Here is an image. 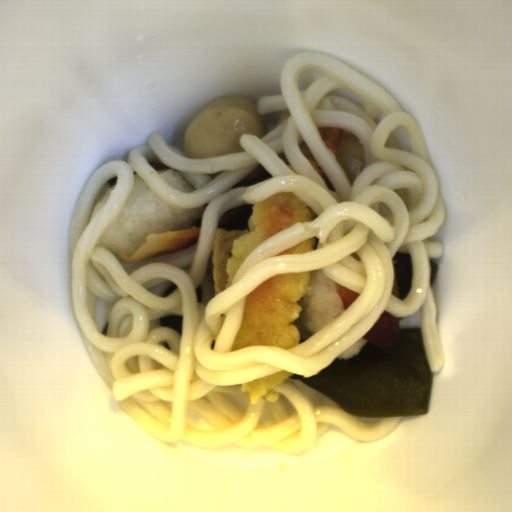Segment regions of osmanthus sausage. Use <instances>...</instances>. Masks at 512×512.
<instances>
[{
    "mask_svg": "<svg viewBox=\"0 0 512 512\" xmlns=\"http://www.w3.org/2000/svg\"><path fill=\"white\" fill-rule=\"evenodd\" d=\"M336 157L352 183L366 166L361 143L356 136L343 128Z\"/></svg>",
    "mask_w": 512,
    "mask_h": 512,
    "instance_id": "obj_1",
    "label": "osmanthus sausage"
}]
</instances>
